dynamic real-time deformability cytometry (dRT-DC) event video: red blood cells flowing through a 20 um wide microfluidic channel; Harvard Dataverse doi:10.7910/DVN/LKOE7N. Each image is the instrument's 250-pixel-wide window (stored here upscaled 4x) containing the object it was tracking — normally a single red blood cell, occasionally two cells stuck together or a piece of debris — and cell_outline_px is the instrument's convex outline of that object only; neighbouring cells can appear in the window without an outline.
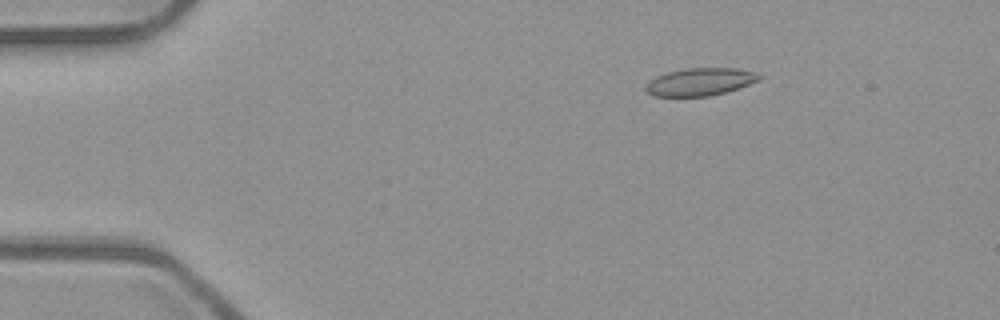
{"species": "common noctule bat (a hibernating species)", "species_latin": "Nyctalus noctula", "temperature_condition": "room temperature", "stored_images_in_passage": 52, "camera_frame_rate_fps": 3000, "um_per_image_px": 0.085, "animal": {"sex": "male", "body_mass_g": 23.1, "forearm_length_mm": 52.7}, "frame": {"image": 1, "passage_image": 8, "time_ms": 2.333, "image_size_px": [1000, 320], "cell_outline_px": [[760, 80], [724, 92], [708, 96], [652, 96], [644, 88], [656, 76], [668, 72], [688, 68], [736, 68], [756, 72], [760, 76]], "centroid_in_image_um": [59.51, 6.95], "position_along_channel_um": 25.5, "area_um2": 17.92}}
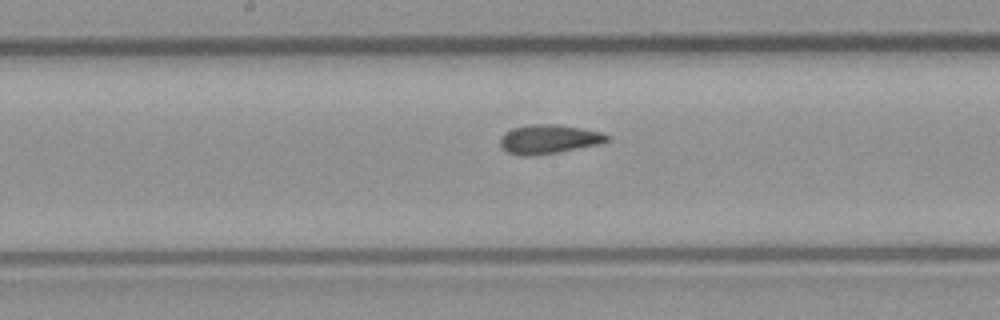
{"frame": {"image": 2, "passage_image": 27, "time_ms": 8.667, "image_size_px": [1000, 320], "cell_outline_px": [[612, 140], [600, 144], [556, 152], [532, 156], [520, 156], [508, 152], [500, 148], [500, 136], [504, 132], [512, 128], [532, 124], [556, 124], [604, 132], [612, 136]], "centroid_in_image_um": [46.66, 11.83], "position_along_channel_um": 201.5, "area_um2": 18.38}}
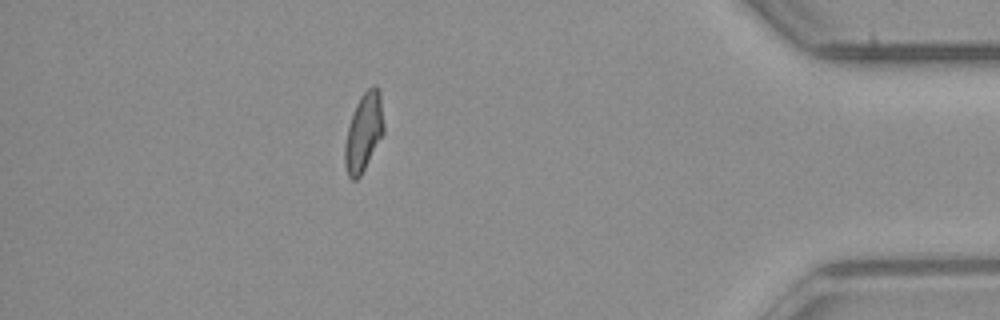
{"frame": {"image": 3, "passage_image": 46, "time_ms": 15.0, "image_size_px": [1000, 320], "cell_outline_px": [[384, 132], [360, 176], [356, 180], [352, 180], [348, 176], [344, 164], [344, 148], [348, 128], [356, 104], [360, 96], [368, 88], [376, 84], [380, 92], [384, 124]], "centroid_in_image_um": [30.91, 11.23], "position_along_channel_um": 404.3, "area_um2": 17.57}, "authors_computed_cell_mechanics": {"area_um2": 17.918, "velocity_mm_per_s": 3.9398, "shape_relaxation_time_tau1_ms": null, "shape_relaxation_time_tau2_ms": 2.2278, "deformation_change_tau1": null, "deformation_change_tau2": 0.0644}}